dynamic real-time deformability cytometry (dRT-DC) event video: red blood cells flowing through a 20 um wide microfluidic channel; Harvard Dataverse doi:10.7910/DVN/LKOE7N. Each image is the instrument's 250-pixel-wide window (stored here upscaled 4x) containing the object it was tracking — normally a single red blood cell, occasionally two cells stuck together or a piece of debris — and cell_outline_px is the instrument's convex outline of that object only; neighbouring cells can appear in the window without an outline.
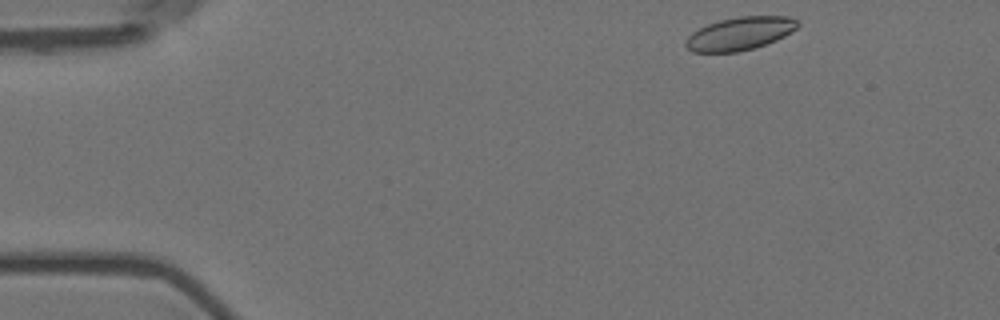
{"species": "Egyptian fruit bat (a non-hibernating species)", "species_latin": "Rousettus aegyptiacus", "temperature_condition": "room temperature", "stored_images_in_passage": 52, "camera_frame_rate_fps": 3000, "um_per_image_px": 0.085, "animal": {"sex": "female"}, "frame": {"image": 1, "passage_image": 2, "time_ms": 0.333, "image_size_px": [1000, 320], "cell_outline_px": [[800, 24], [796, 28], [784, 36], [776, 40], [752, 48], [736, 52], [692, 52], [684, 44], [684, 40], [692, 32], [708, 24], [720, 20], [740, 16], [788, 16], [800, 20]], "centroid_in_image_um": [62.89, 2.84], "position_along_channel_um": 22.1, "area_um2": 21.5}}
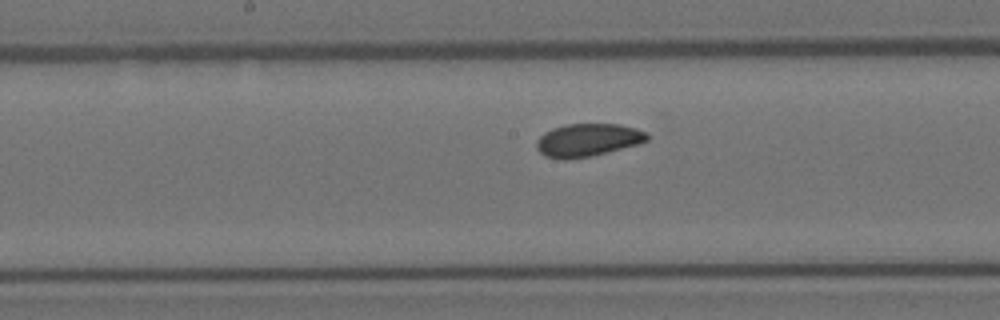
{"frame": {"image": 2, "passage_image": 24, "time_ms": 7.667, "image_size_px": [1000, 320], "cell_outline_px": [[648, 140], [636, 144], [592, 156], [568, 160], [564, 160], [544, 156], [536, 148], [536, 140], [544, 132], [552, 128], [568, 124], [620, 124], [636, 128], [648, 132]], "centroid_in_image_um": [49.93, 11.9], "position_along_channel_um": 198.3, "area_um2": 21.27}}
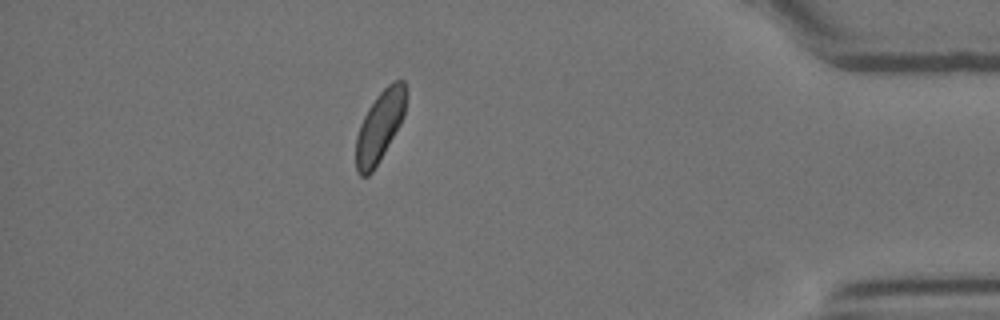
{"frame": {"image": 3, "passage_image": 45, "time_ms": 14.667, "image_size_px": [1000, 320], "cell_outline_px": [[404, 116], [400, 124], [380, 160], [372, 172], [368, 176], [360, 176], [356, 172], [356, 136], [360, 124], [368, 108], [376, 96], [388, 84], [396, 80], [404, 80]], "centroid_in_image_um": [32.24, 10.78], "position_along_channel_um": 403.0, "area_um2": 20.29}, "authors_computed_cell_mechanics": {"area_um2": 21.3571, "velocity_mm_per_s": 3.5417, "shape_relaxation_time_tau1_ms": 4.7628, "shape_relaxation_time_tau2_ms": 5.2893, "deformation_change_tau1": 0.0777, "deformation_change_tau2": 0.0809}}